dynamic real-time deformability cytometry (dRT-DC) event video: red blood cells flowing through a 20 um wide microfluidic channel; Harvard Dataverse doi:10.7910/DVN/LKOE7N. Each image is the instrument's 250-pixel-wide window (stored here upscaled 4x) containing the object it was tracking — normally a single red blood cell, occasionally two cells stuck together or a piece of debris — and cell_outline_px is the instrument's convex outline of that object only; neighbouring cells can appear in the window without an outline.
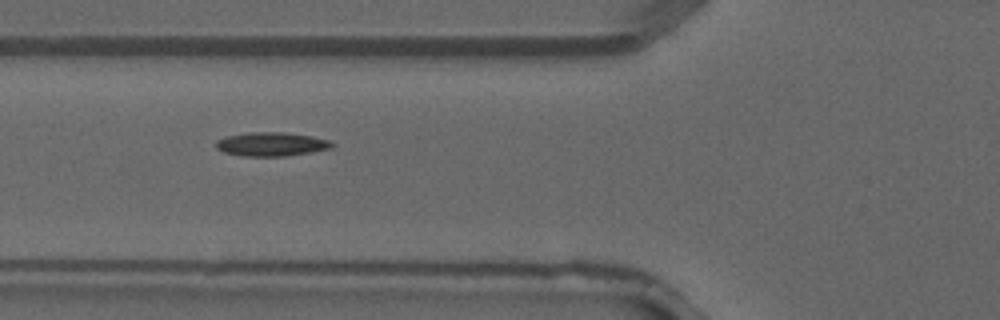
{"species": "common noctule bat (a hibernating species)", "species_latin": "Nyctalus noctula", "temperature_condition": "warm", "stored_images_in_passage": 5, "camera_frame_rate_fps": 3000, "um_per_image_px": 0.085, "animal": {"sex": "male", "forearm_length_mm": 52.5}, "frame": {"image": 1, "passage_image": 4, "time_ms": 1.0, "image_size_px": [1000, 320], "cell_outline_px": [[336, 144], [332, 148], [284, 156], [244, 156], [224, 152], [216, 148], [216, 140], [228, 136], [252, 132], [284, 132], [312, 136], [328, 140]], "centroid_in_image_um": [23.08, 12.25], "position_along_channel_um": 102.7, "area_um2": 15.95}}